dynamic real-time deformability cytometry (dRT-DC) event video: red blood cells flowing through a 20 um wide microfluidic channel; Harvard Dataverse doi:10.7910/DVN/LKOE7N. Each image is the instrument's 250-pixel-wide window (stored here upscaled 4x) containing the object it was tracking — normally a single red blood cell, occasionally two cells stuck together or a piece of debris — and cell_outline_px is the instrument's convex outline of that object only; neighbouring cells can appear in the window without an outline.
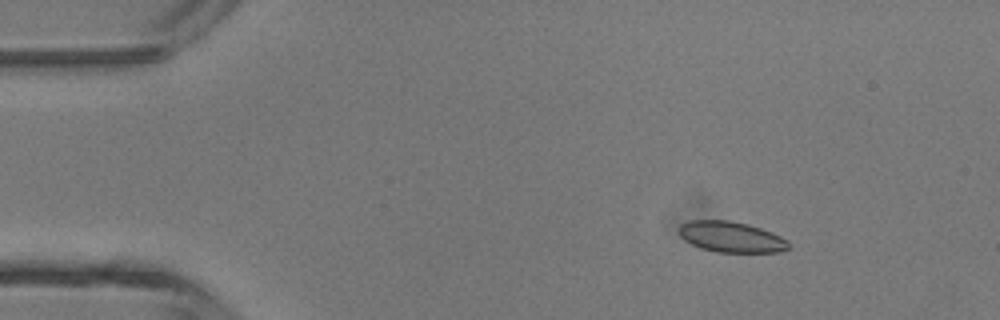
{"species": "common noctule bat (a hibernating species)", "species_latin": "Nyctalus noctula", "temperature_condition": "room temperature", "stored_images_in_passage": 4, "camera_frame_rate_fps": 3000, "um_per_image_px": 0.085, "animal": {"sex": "male", "body_mass_g": 13.3}, "frame": {"image": 1, "passage_image": 2, "time_ms": 0.333, "image_size_px": [1000, 320], "cell_outline_px": [[788, 248], [780, 252], [716, 252], [700, 248], [684, 240], [680, 236], [680, 224], [688, 220], [728, 220], [748, 224], [772, 232], [788, 240]], "centroid_in_image_um": [62.13, 20.13], "position_along_channel_um": 22.9, "area_um2": 19.65}}
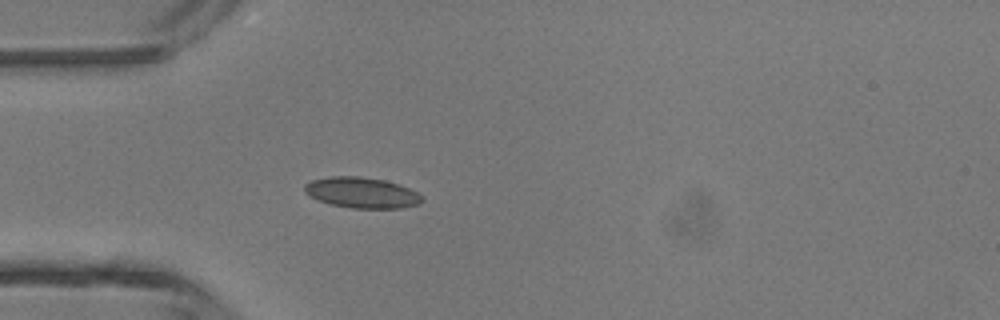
{"frame": {"image": 2, "passage_image": 4, "time_ms": 1.0, "image_size_px": [1000, 320], "cell_outline_px": [[424, 200], [420, 204], [400, 208], [352, 208], [332, 204], [316, 200], [308, 196], [304, 192], [304, 184], [312, 180], [328, 176], [360, 176], [384, 180], [400, 184], [424, 196]], "centroid_in_image_um": [30.74, 16.37], "position_along_channel_um": 54.3, "area_um2": 21.27}}